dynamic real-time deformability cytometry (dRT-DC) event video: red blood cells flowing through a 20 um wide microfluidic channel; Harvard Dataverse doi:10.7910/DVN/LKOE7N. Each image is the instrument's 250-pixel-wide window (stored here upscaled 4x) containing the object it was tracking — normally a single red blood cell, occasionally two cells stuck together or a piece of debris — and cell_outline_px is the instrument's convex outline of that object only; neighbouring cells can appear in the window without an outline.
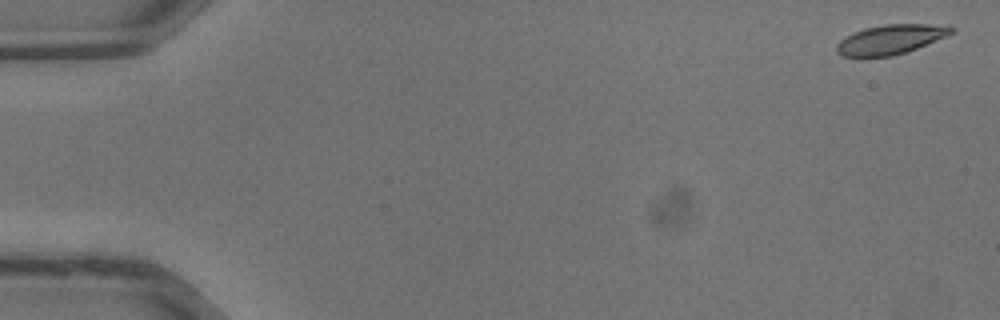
{"species": "common noctule bat (a hibernating species)", "species_latin": "Nyctalus noctula", "temperature_condition": "warm", "stored_images_in_passage": 36, "camera_frame_rate_fps": 3000, "um_per_image_px": 0.085, "animal": {"sex": "male", "body_mass_g": 13.3}, "frame": {"image": 1, "passage_image": 1, "time_ms": 0.0, "image_size_px": [1000, 320], "cell_outline_px": [[956, 32], [948, 36], [916, 48], [892, 56], [860, 60], [840, 56], [836, 52], [836, 44], [844, 36], [864, 28], [884, 24], [928, 24], [956, 28]], "centroid_in_image_um": [75.6, 3.4], "position_along_channel_um": 9.4, "area_um2": 20.46}}
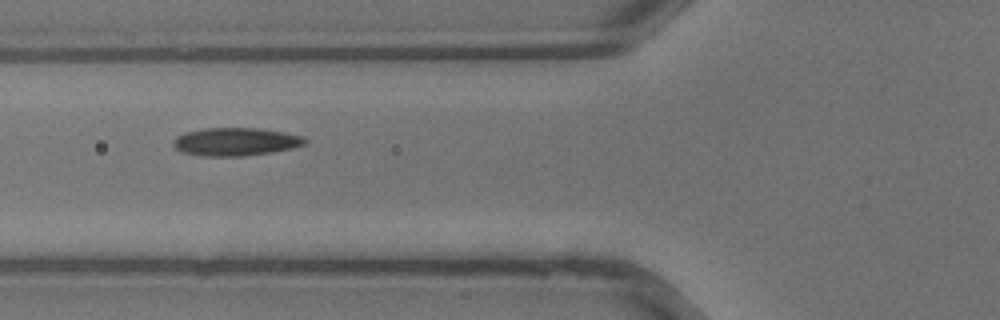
{"frame": {"image": 2, "passage_image": 14, "time_ms": 4.333, "image_size_px": [1000, 320], "cell_outline_px": [[308, 140], [304, 144], [292, 148], [272, 152], [244, 156], [200, 156], [180, 152], [172, 144], [172, 140], [176, 136], [184, 132], [204, 128], [260, 128], [284, 132], [304, 136]], "centroid_in_image_um": [20.0, 12.04], "position_along_channel_um": 105.8, "area_um2": 21.79}}
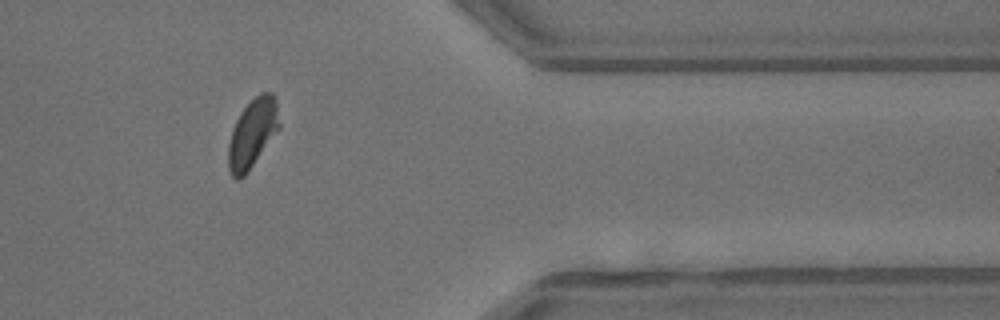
{"frame": {"image": 3, "passage_image": 30, "time_ms": 9.667, "image_size_px": [1000, 320], "cell_outline_px": [[280, 128], [248, 172], [240, 180], [236, 180], [232, 176], [228, 168], [228, 144], [236, 120], [240, 112], [260, 92], [272, 92], [276, 100], [280, 124]], "centroid_in_image_um": [21.46, 11.35], "position_along_channel_um": 389.9, "area_um2": 20.46}}